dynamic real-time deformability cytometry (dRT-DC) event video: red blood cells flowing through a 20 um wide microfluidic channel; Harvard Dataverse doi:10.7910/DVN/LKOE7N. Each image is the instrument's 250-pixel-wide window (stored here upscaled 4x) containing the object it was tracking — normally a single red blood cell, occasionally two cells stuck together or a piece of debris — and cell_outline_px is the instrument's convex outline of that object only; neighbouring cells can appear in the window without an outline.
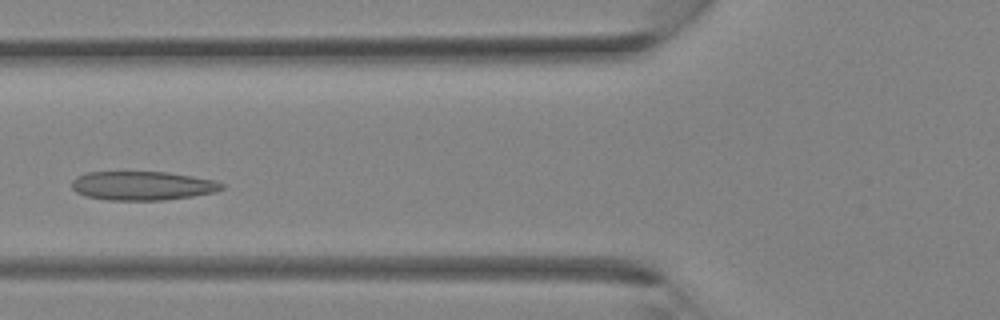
{"species": "Egyptian fruit bat (a non-hibernating species)", "species_latin": "Rousettus aegyptiacus", "temperature_condition": "room temperature", "stored_images_in_passage": 30, "camera_frame_rate_fps": 3000, "um_per_image_px": 0.085, "animal": {"sex": "female"}, "frame": {"image": 1, "passage_image": 8, "time_ms": 2.333, "image_size_px": [1000, 320], "cell_outline_px": [[224, 188], [216, 192], [192, 196], [164, 200], [108, 200], [84, 196], [76, 192], [72, 188], [72, 180], [76, 176], [88, 172], [168, 172], [216, 180], [224, 184]], "centroid_in_image_um": [12.11, 15.79], "position_along_channel_um": 113.7, "area_um2": 25.43}}
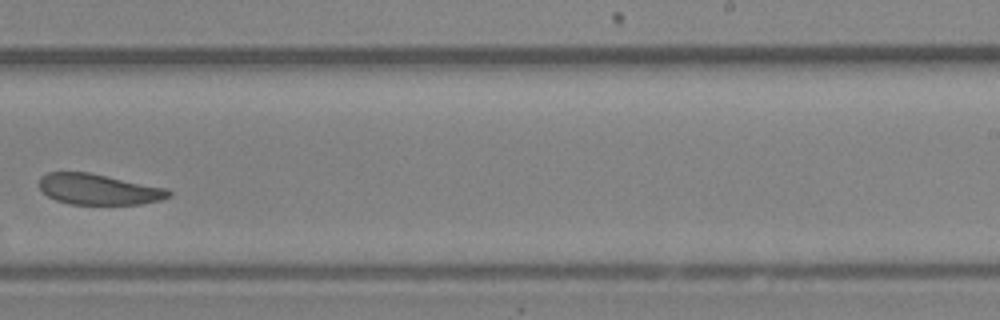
{"frame": {"image": 2, "passage_image": 17, "time_ms": 5.333, "image_size_px": [1000, 320], "cell_outline_px": [[172, 196], [160, 200], [140, 204], [68, 204], [56, 200], [48, 196], [40, 188], [40, 176], [48, 172], [88, 172], [168, 188], [172, 192]], "centroid_in_image_um": [8.41, 16.09], "position_along_channel_um": 280.6, "area_um2": 23.24}}
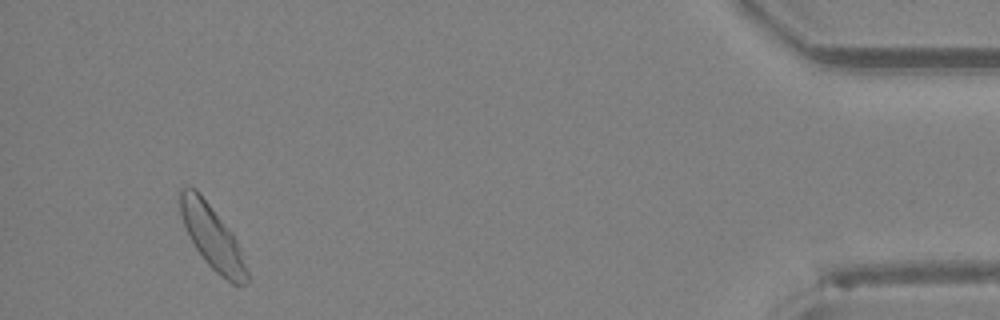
{"frame": {"image": 3, "passage_image": 28, "time_ms": 9.0, "image_size_px": [1000, 320], "cell_outline_px": [[248, 280], [244, 284], [232, 284], [216, 272], [204, 260], [196, 248], [184, 224], [180, 212], [180, 188], [196, 188], [200, 192], [232, 232], [240, 248], [248, 272]], "centroid_in_image_um": [18.05, 20.15], "position_along_channel_um": 417.1, "area_um2": 24.28}}